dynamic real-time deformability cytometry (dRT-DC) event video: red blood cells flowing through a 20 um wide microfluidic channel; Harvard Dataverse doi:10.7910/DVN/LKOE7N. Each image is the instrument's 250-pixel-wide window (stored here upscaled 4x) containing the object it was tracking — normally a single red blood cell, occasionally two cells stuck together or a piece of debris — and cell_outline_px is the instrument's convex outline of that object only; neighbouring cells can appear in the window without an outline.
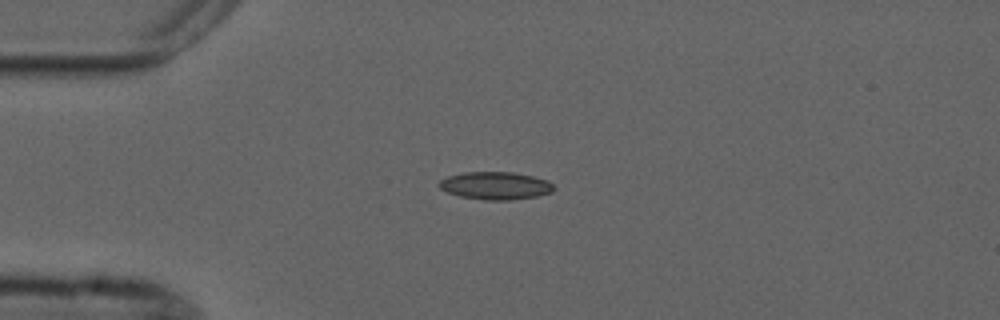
{"species": "common noctule bat (a hibernating species)", "species_latin": "Nyctalus noctula", "temperature_condition": "cold", "stored_images_in_passage": 4, "camera_frame_rate_fps": 3000, "um_per_image_px": 0.085, "animal": {"sex": "male", "forearm_length_mm": 52.5}, "frame": {"image": 1, "passage_image": 1, "time_ms": 0.0, "image_size_px": [1000, 320], "cell_outline_px": [[556, 188], [552, 192], [536, 196], [508, 200], [484, 200], [460, 196], [448, 192], [440, 188], [436, 184], [440, 180], [448, 176], [464, 172], [512, 172], [532, 176], [548, 180]], "centroid_in_image_um": [42.11, 15.78], "position_along_channel_um": 42.9, "area_um2": 18.5}}
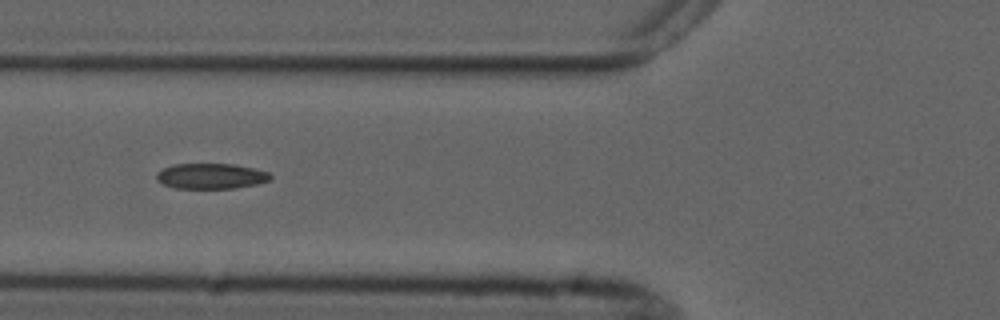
{"frame": {"image": 2, "passage_image": 3, "time_ms": 2.333, "image_size_px": [1000, 320], "cell_outline_px": [[272, 176], [268, 180], [256, 184], [236, 188], [176, 188], [164, 184], [156, 180], [156, 172], [172, 164], [236, 164], [256, 168], [268, 172]], "centroid_in_image_um": [17.93, 14.96], "position_along_channel_um": 107.9, "area_um2": 16.94}}
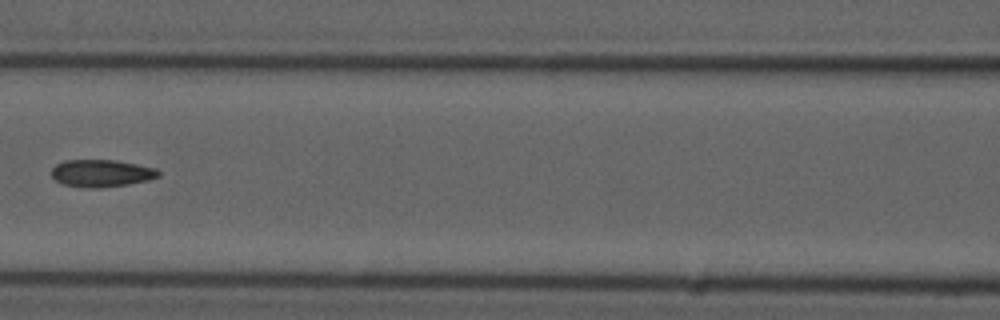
{"frame": {"image": 3, "passage_image": 4, "time_ms": 3.667, "image_size_px": [1000, 320], "cell_outline_px": [[160, 176], [148, 180], [128, 184], [100, 188], [88, 188], [60, 184], [52, 176], [52, 168], [56, 164], [64, 160], [116, 160], [156, 168], [160, 172]], "centroid_in_image_um": [8.61, 14.73], "position_along_channel_um": 158.0, "area_um2": 17.11}}